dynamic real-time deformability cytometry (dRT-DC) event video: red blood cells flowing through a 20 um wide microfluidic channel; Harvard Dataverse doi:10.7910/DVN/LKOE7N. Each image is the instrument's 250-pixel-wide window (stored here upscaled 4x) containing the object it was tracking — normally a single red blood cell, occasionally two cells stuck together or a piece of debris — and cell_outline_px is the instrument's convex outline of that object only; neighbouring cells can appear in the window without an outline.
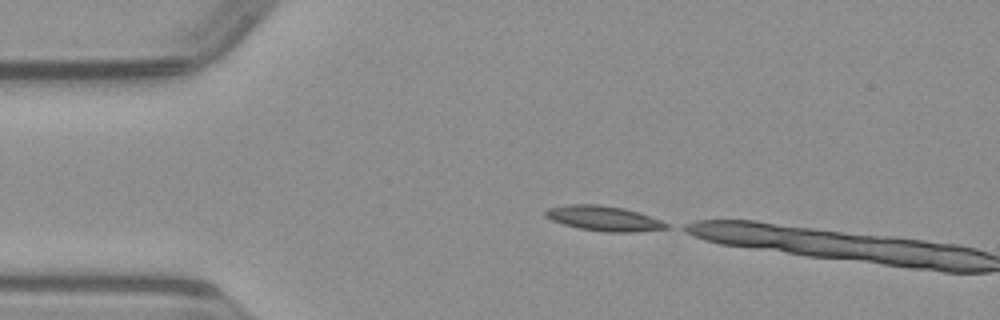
{"species": "common noctule bat (a hibernating species)", "species_latin": "Nyctalus noctula", "temperature_condition": "warm", "stored_images_in_passage": 2, "camera_frame_rate_fps": 3000, "um_per_image_px": 0.085, "animal": {"sex": "male", "body_mass_g": 23.1, "forearm_length_mm": 52.7}, "frame": {"image": 1, "passage_image": 1, "time_ms": 0.0, "image_size_px": [1000, 320], "cell_outline_px": [[672, 228], [632, 232], [608, 232], [580, 228], [564, 224], [552, 220], [544, 216], [544, 212], [548, 208], [568, 204], [596, 204], [624, 208], [640, 212], [660, 220], [668, 224]], "centroid_in_image_um": [51.34, 18.56], "position_along_channel_um": 33.7, "area_um2": 17.57}}